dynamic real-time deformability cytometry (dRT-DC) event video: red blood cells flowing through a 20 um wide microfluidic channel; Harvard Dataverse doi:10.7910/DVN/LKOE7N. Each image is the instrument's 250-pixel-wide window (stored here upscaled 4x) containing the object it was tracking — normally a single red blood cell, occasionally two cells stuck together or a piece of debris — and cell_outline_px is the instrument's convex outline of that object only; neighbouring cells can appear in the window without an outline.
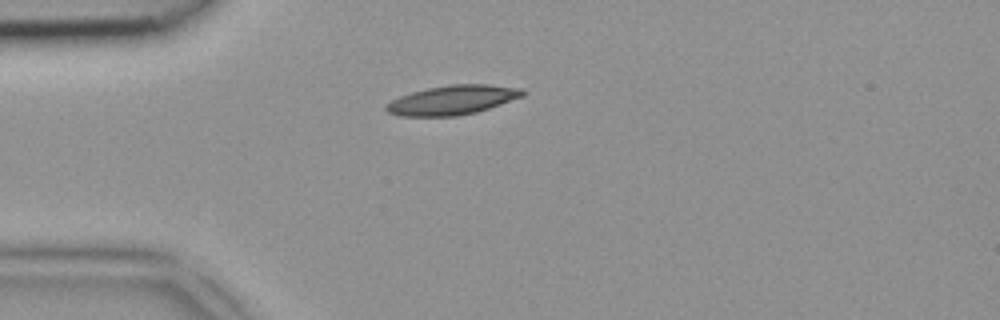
{"species": "common noctule bat (a hibernating species)", "species_latin": "Nyctalus noctula", "temperature_condition": "room temperature", "stored_images_in_passage": 1, "camera_frame_rate_fps": 3000, "um_per_image_px": 0.085, "animal": {"sex": "female", "body_mass_g": 18.4}, "frame": {"image": 1, "passage_image": 1, "time_ms": 0.0, "image_size_px": [1000, 320], "cell_outline_px": [[524, 96], [476, 112], [456, 116], [400, 116], [388, 112], [384, 108], [384, 104], [400, 96], [412, 92], [428, 88], [452, 84], [488, 84], [524, 88]], "centroid_in_image_um": [38.45, 8.5], "position_along_channel_um": 46.5, "area_um2": 23.29}}